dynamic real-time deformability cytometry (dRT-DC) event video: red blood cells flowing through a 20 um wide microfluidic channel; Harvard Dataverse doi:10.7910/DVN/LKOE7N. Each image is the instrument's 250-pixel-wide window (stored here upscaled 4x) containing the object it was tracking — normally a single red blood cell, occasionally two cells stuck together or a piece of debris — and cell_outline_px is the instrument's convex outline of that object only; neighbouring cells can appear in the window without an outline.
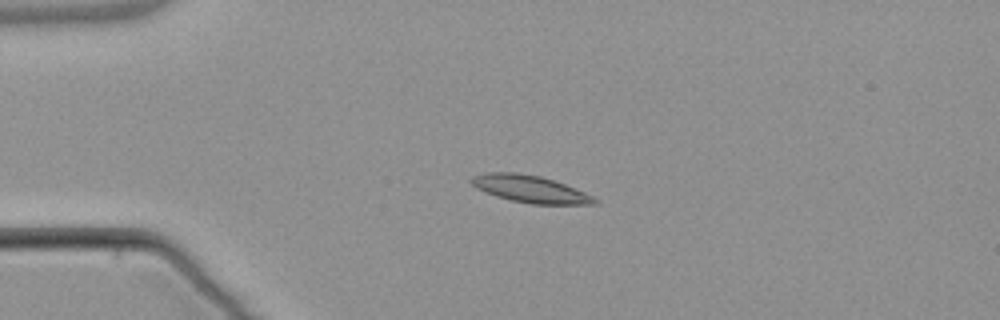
{"species": "common noctule bat (a hibernating species)", "species_latin": "Nyctalus noctula", "temperature_condition": "warm", "stored_images_in_passage": 7, "camera_frame_rate_fps": 3000, "um_per_image_px": 0.085, "animal": {"sex": "male", "body_mass_g": 21.5, "forearm_length_mm": 52.0}, "frame": {"image": 1, "passage_image": 3, "time_ms": 3.0, "image_size_px": [1000, 320], "cell_outline_px": [[600, 204], [532, 204], [512, 200], [496, 196], [484, 192], [476, 188], [468, 180], [472, 176], [484, 172], [516, 172], [540, 176], [576, 188], [600, 200]], "centroid_in_image_um": [45.04, 16.06], "position_along_channel_um": 40.0, "area_um2": 19.59}}
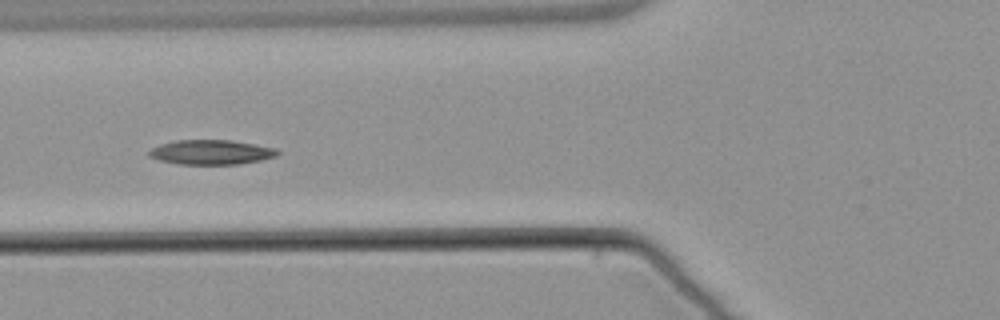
{"frame": {"image": 2, "passage_image": 5, "time_ms": 5.667, "image_size_px": [1000, 320], "cell_outline_px": [[280, 152], [276, 156], [260, 160], [240, 164], [176, 164], [160, 160], [148, 156], [148, 152], [152, 148], [160, 144], [176, 140], [232, 140], [256, 144], [276, 148]], "centroid_in_image_um": [17.95, 12.93], "position_along_channel_um": 107.8, "area_um2": 18.5}}